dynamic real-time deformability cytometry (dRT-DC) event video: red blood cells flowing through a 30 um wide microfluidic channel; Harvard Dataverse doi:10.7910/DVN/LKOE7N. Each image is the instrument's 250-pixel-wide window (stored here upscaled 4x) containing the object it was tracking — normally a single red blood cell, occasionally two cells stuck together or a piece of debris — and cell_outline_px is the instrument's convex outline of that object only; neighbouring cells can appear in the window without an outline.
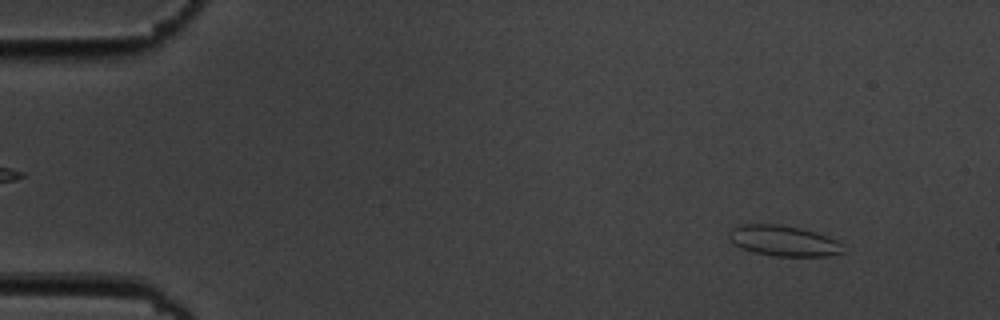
{"species": "common noctule bat (a hibernating species)", "species_latin": "Nyctalus noctula", "temperature_condition": "cold", "stored_images_in_passage": 15, "camera_frame_rate_fps": 3000, "um_per_image_px": 0.085, "animal": {"sex": "male", "body_mass_g": 19.5, "forearm_length_mm": 54.6}, "frame": {"image": 1, "passage_image": 2, "time_ms": 1.0, "image_size_px": [1000, 320], "cell_outline_px": [[844, 252], [828, 256], [776, 256], [752, 252], [736, 244], [728, 236], [728, 232], [732, 228], [744, 224], [780, 224], [800, 228], [816, 232], [828, 236], [836, 240], [840, 244]], "centroid_in_image_um": [66.61, 20.46], "position_along_channel_um": 18.4, "area_um2": 20.17}}
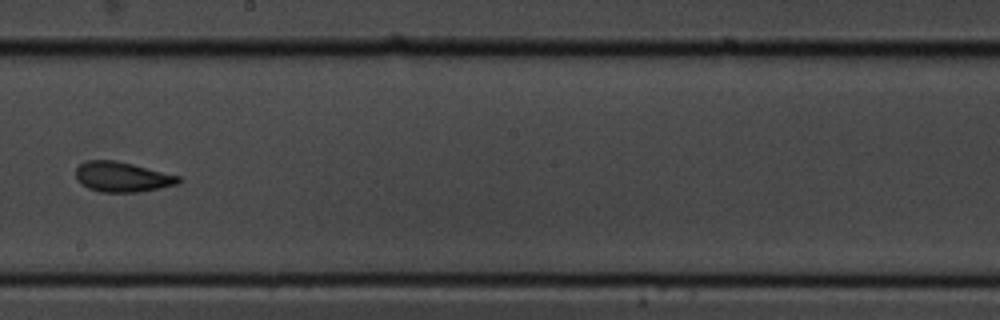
{"frame": {"image": 2, "passage_image": 9, "time_ms": 10.0, "image_size_px": [1000, 320], "cell_outline_px": [[184, 180], [180, 184], [160, 188], [136, 192], [100, 192], [88, 188], [80, 184], [76, 180], [76, 168], [80, 164], [88, 160], [116, 160], [180, 176]], "centroid_in_image_um": [10.4, 15.04], "position_along_channel_um": 237.8, "area_um2": 18.15}}
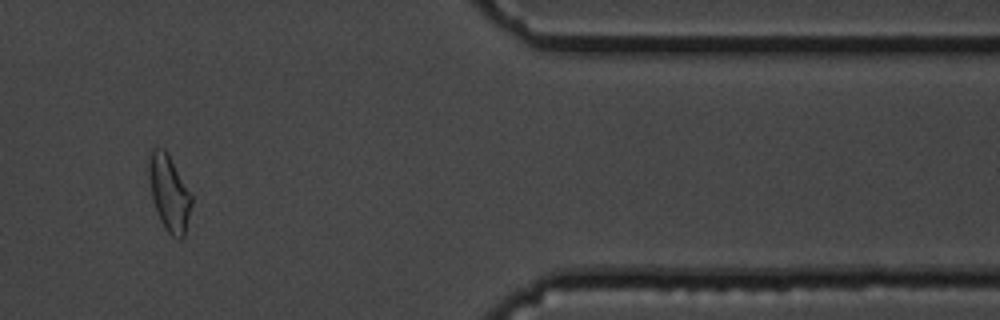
{"frame": {"image": 3, "passage_image": 13, "time_ms": 15.333, "image_size_px": [1000, 320], "cell_outline_px": [[192, 204], [184, 236], [180, 240], [176, 240], [164, 228], [160, 220], [152, 200], [148, 172], [148, 156], [152, 148], [164, 148], [192, 196]], "centroid_in_image_um": [14.36, 16.44], "position_along_channel_um": 397.0, "area_um2": 18.79}, "authors_computed_cell_mechanics": {"area_um2": 18.785, "velocity_mm_per_s": 3.5326, "shape_relaxation_time_tau1_ms": null, "shape_relaxation_time_tau2_ms": 1.4689, "deformation_change_tau1": null, "deformation_change_tau2": 0.086}}